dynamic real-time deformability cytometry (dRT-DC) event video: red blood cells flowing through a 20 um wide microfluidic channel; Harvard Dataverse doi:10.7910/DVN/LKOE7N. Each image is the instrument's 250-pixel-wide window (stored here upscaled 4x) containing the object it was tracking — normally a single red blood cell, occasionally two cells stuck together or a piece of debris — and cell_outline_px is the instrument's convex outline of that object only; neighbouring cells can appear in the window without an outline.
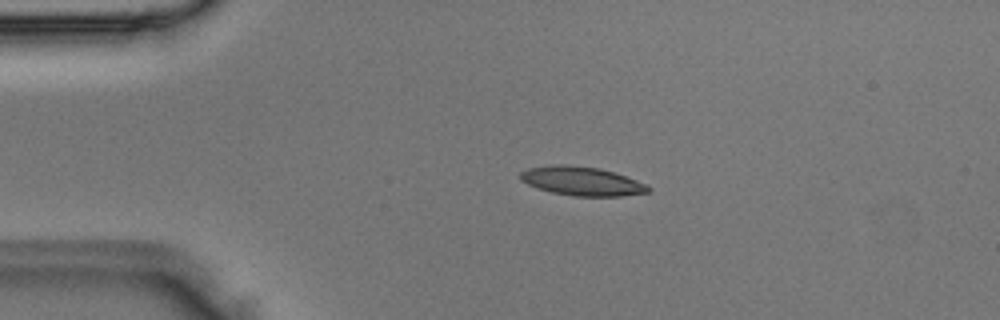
{"species": "Egyptian fruit bat (a non-hibernating species)", "species_latin": "Rousettus aegyptiacus", "temperature_condition": "room temperature", "stored_images_in_passage": 42, "camera_frame_rate_fps": 3000, "um_per_image_px": 0.085, "animal": {"sex": "male"}, "frame": {"image": 1, "passage_image": 10, "time_ms": 3.0, "image_size_px": [1000, 320], "cell_outline_px": [[652, 188], [648, 192], [620, 196], [572, 196], [552, 192], [528, 184], [520, 180], [520, 172], [528, 168], [552, 164], [564, 164], [600, 168], [648, 184]], "centroid_in_image_um": [49.45, 15.39], "position_along_channel_um": 35.5, "area_um2": 21.44}}
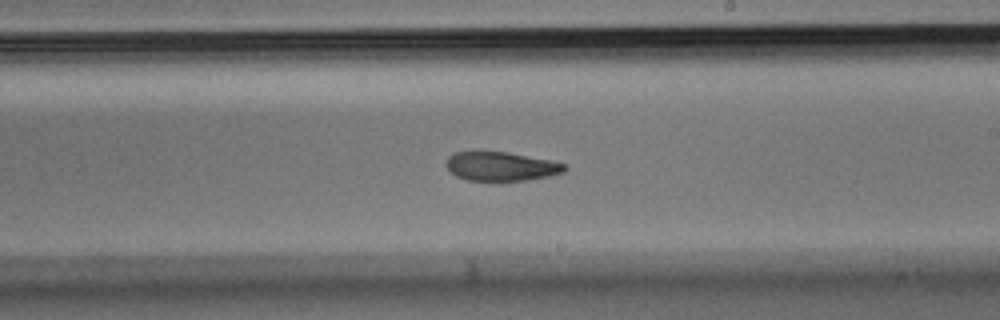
{"frame": {"image": 2, "passage_image": 28, "time_ms": 9.0, "image_size_px": [1000, 320], "cell_outline_px": [[568, 168], [564, 172], [548, 176], [524, 180], [468, 180], [456, 176], [448, 168], [448, 156], [456, 152], [508, 152], [552, 160], [568, 164]], "centroid_in_image_um": [42.67, 14.13], "position_along_channel_um": 246.3, "area_um2": 19.77}}
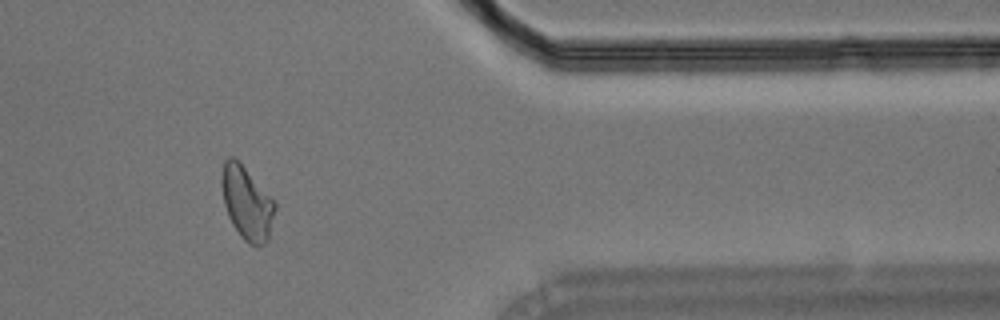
{"frame": {"image": 3, "passage_image": 40, "time_ms": 13.0, "image_size_px": [1000, 320], "cell_outline_px": [[276, 208], [268, 240], [264, 244], [248, 244], [240, 236], [232, 224], [228, 216], [224, 204], [220, 184], [220, 180], [224, 160], [228, 156], [232, 156], [244, 168], [276, 204]], "centroid_in_image_um": [20.94, 17.28], "position_along_channel_um": 390.5, "area_um2": 22.31}}